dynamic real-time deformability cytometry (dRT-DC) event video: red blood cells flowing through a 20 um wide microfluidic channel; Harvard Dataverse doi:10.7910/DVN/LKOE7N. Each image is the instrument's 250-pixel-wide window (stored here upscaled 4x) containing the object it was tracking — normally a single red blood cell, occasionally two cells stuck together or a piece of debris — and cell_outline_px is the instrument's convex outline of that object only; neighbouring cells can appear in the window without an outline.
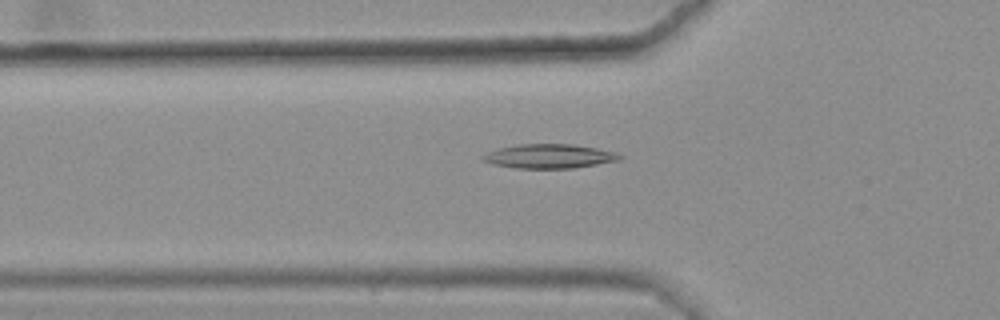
{"species": "common noctule bat (a hibernating species)", "species_latin": "Nyctalus noctula", "temperature_condition": "warm", "stored_images_in_passage": 45, "camera_frame_rate_fps": 3000, "um_per_image_px": 0.085, "animal": {"sex": "female", "body_mass_g": 25.1}, "frame": {"image": 1, "passage_image": 14, "time_ms": 4.333, "image_size_px": [1000, 320], "cell_outline_px": [[624, 156], [620, 160], [572, 168], [516, 168], [492, 164], [484, 160], [480, 156], [488, 152], [500, 148], [516, 144], [572, 144], [596, 148], [616, 152]], "centroid_in_image_um": [46.7, 13.27], "position_along_channel_um": 79.1, "area_um2": 19.19}}
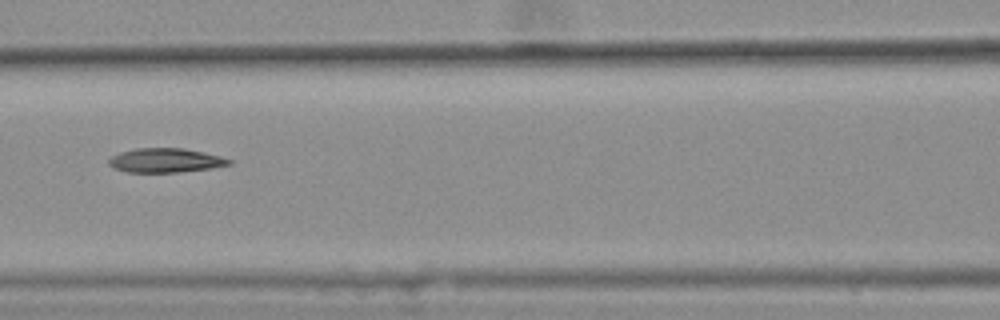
{"frame": {"image": 2, "passage_image": 20, "time_ms": 6.333, "image_size_px": [1000, 320], "cell_outline_px": [[232, 164], [208, 168], [180, 172], [128, 172], [112, 168], [108, 164], [108, 160], [112, 156], [120, 152], [136, 148], [184, 148], [204, 152], [220, 156], [232, 160]], "centroid_in_image_um": [14.04, 13.63], "position_along_channel_um": 152.6, "area_um2": 16.94}}
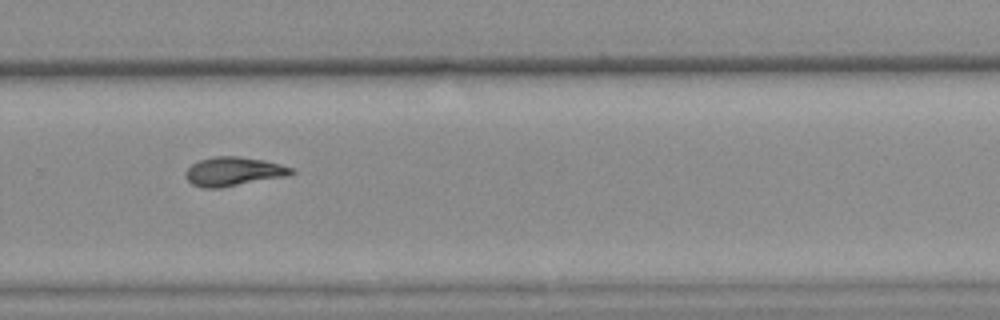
{"frame": {"image": 3, "passage_image": 33, "time_ms": 10.667, "image_size_px": [1000, 320], "cell_outline_px": [[296, 172], [288, 176], [220, 188], [204, 188], [192, 184], [184, 176], [184, 172], [192, 164], [200, 160], [216, 156], [240, 156], [264, 160], [280, 164], [292, 168]], "centroid_in_image_um": [19.85, 14.58], "position_along_channel_um": 309.9, "area_um2": 17.92}, "authors_computed_cell_mechanics": {"area_um2": 17.5134, "velocity_mm_per_s": 3.6434, "shape_relaxation_time_tau1_ms": null, "shape_relaxation_time_tau2_ms": 3.797, "deformation_change_tau1": null, "deformation_change_tau2": 0.1023}}